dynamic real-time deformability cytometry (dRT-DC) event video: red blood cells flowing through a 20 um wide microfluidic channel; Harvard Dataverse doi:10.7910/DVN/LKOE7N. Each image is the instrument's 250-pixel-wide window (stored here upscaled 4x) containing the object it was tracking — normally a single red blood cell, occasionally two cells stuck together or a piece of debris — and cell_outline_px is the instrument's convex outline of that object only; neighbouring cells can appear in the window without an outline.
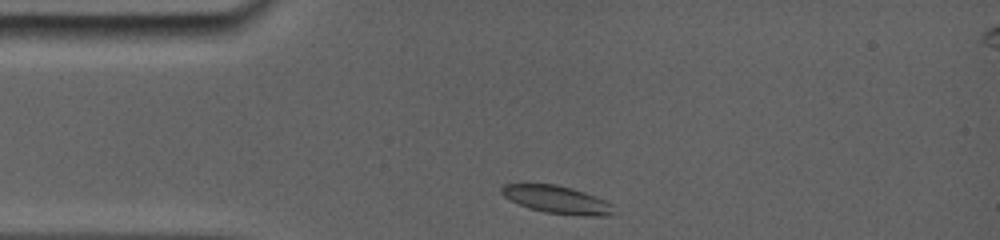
{"species": "common noctule bat (a hibernating species)", "species_latin": "Nyctalus noctula", "temperature_condition": "room temperature", "stored_images_in_passage": 37, "camera_frame_rate_fps": 5000, "um_per_image_px": 0.085, "animal": {"sex": "female", "body_mass_g": 19.0, "forearm_length_mm": 56.7}, "frame": {"image": 1, "passage_image": 1, "time_ms": 0.0, "image_size_px": [1000, 240], "cell_outline_px": [[612, 216], [580, 216], [544, 212], [528, 208], [504, 196], [500, 192], [500, 188], [504, 184], [556, 184], [572, 188], [596, 196], [612, 204]], "centroid_in_image_um": [47.35, 16.97], "position_along_channel_um": 37.6, "area_um2": 18.09}}
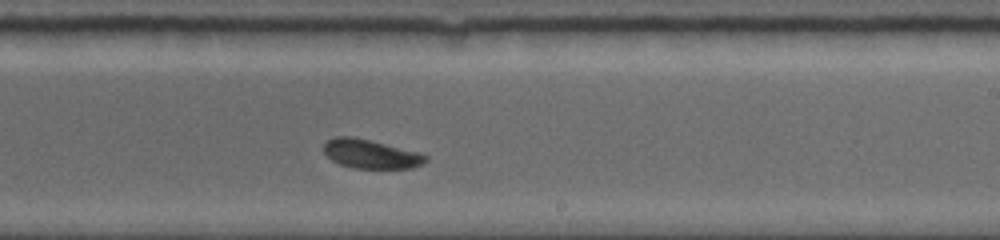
{"frame": {"image": 2, "passage_image": 17, "time_ms": 6.4, "image_size_px": [1000, 240], "cell_outline_px": [[428, 160], [424, 164], [412, 168], [352, 168], [340, 164], [332, 160], [324, 152], [324, 144], [328, 140], [336, 136], [352, 136], [420, 152], [428, 156]], "centroid_in_image_um": [31.55, 13.09], "position_along_channel_um": 257.5, "area_um2": 17.22}}
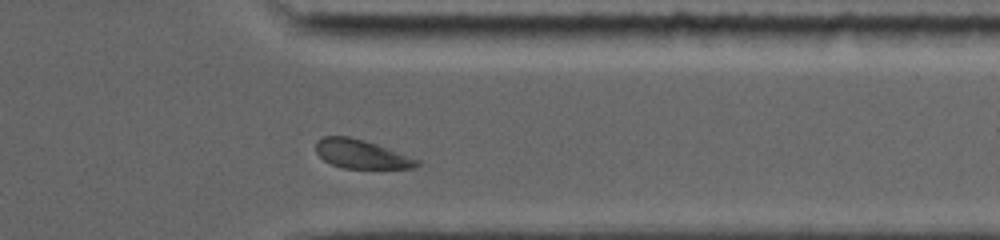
{"frame": {"image": 3, "passage_image": 32, "time_ms": 9.6, "image_size_px": [1000, 240], "cell_outline_px": [[420, 164], [416, 168], [344, 168], [332, 164], [324, 160], [316, 152], [316, 140], [324, 136], [348, 136], [364, 140], [376, 144], [420, 160]], "centroid_in_image_um": [30.7, 13.09], "position_along_channel_um": 380.7, "area_um2": 16.82}, "authors_computed_cell_mechanics": {"area_um2": 17.3978, "velocity_mm_per_s": 3.8265, "shape_relaxation_time_tau1_ms": 2.4784, "shape_relaxation_time_tau2_ms": null, "deformation_change_tau1": 0.0912, "deformation_change_tau2": null}}